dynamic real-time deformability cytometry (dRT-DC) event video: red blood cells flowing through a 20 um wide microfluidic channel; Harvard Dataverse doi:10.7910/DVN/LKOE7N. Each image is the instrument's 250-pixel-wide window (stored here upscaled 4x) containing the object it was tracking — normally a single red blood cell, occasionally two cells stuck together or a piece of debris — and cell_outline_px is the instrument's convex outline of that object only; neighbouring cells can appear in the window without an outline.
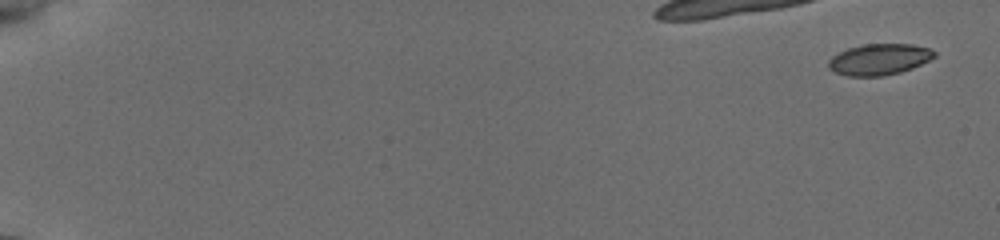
{"species": "common noctule bat (a hibernating species)", "species_latin": "Nyctalus noctula", "temperature_condition": "cold", "stored_images_in_passage": 12, "camera_frame_rate_fps": 3000, "um_per_image_px": 0.085, "animal": {"sex": "female", "body_mass_g": 19.5, "forearm_length_mm": 54.1}, "frame": {"image": 1, "passage_image": 1, "time_ms": 0.0, "image_size_px": [1000, 240], "cell_outline_px": [[936, 56], [912, 68], [900, 72], [880, 76], [848, 76], [836, 72], [828, 68], [828, 60], [832, 56], [848, 48], [864, 44], [912, 44], [932, 48], [936, 52]], "centroid_in_image_um": [74.74, 5.04], "position_along_channel_um": 10.3, "area_um2": 19.19}}